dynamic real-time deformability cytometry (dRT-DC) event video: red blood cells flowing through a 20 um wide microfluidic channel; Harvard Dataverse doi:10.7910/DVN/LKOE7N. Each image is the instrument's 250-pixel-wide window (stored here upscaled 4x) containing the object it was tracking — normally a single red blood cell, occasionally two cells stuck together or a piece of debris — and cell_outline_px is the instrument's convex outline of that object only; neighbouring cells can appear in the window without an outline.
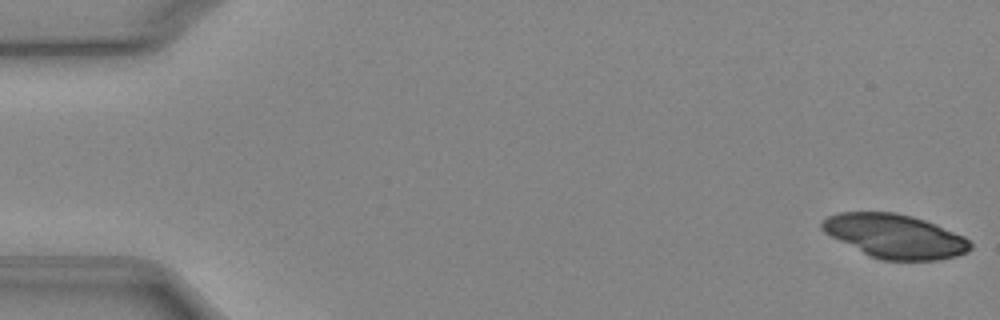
{"species": "Egyptian fruit bat (a non-hibernating species)", "species_latin": "Rousettus aegyptiacus", "temperature_condition": "cold", "stored_images_in_passage": 52, "camera_frame_rate_fps": 3000, "um_per_image_px": 0.085, "animal": {"sex": "female"}, "frame": {"image": 1, "passage_image": 1, "time_ms": 0.0, "image_size_px": [1000, 320], "cell_outline_px": [[972, 248], [968, 252], [956, 256], [936, 260], [880, 260], [868, 256], [824, 232], [820, 228], [820, 224], [828, 216], [840, 212], [896, 212], [912, 216], [936, 224], [964, 236], [972, 244]], "centroid_in_image_um": [76.07, 20.07], "position_along_channel_um": 8.9, "area_um2": 37.97}}